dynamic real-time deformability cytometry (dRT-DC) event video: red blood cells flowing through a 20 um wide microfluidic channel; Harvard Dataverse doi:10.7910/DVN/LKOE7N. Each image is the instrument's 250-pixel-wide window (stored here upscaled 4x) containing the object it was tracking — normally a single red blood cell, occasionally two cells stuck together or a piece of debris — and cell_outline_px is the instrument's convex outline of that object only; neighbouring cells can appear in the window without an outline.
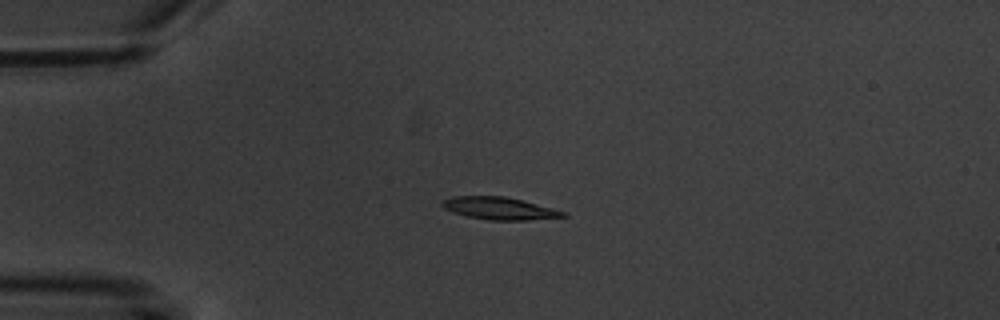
{"species": "common noctule bat (a hibernating species)", "species_latin": "Nyctalus noctula", "temperature_condition": "warm", "stored_images_in_passage": 7, "camera_frame_rate_fps": 3000, "um_per_image_px": 0.085, "animal": {"sex": "male", "body_mass_g": 20.1, "forearm_length_mm": 53.5}, "frame": {"image": 1, "passage_image": 1, "time_ms": 0.0, "image_size_px": [1000, 320], "cell_outline_px": [[568, 216], [528, 220], [488, 220], [468, 216], [452, 212], [444, 208], [440, 204], [440, 200], [452, 196], [504, 196], [552, 208], [564, 212]], "centroid_in_image_um": [42.37, 17.71], "position_along_channel_um": 42.6, "area_um2": 15.66}}
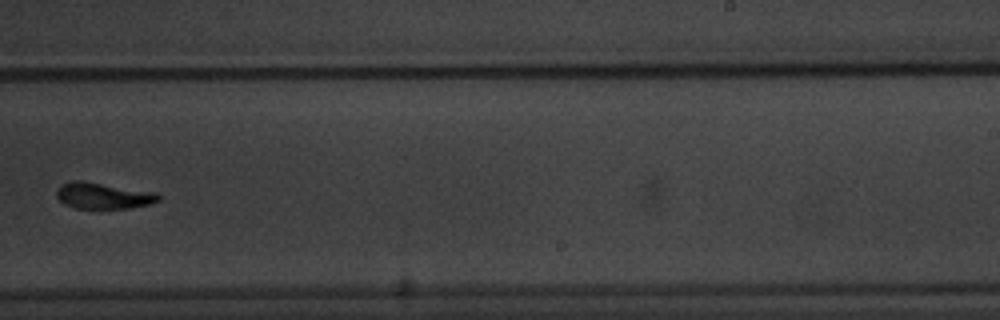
{"frame": {"image": 2, "passage_image": 7, "time_ms": 7.333, "image_size_px": [1000, 320], "cell_outline_px": [[160, 200], [148, 204], [128, 208], [76, 208], [64, 204], [56, 196], [56, 188], [60, 184], [72, 180], [80, 180], [156, 192], [160, 196]], "centroid_in_image_um": [8.73, 16.62], "position_along_channel_um": 280.3, "area_um2": 15.55}}